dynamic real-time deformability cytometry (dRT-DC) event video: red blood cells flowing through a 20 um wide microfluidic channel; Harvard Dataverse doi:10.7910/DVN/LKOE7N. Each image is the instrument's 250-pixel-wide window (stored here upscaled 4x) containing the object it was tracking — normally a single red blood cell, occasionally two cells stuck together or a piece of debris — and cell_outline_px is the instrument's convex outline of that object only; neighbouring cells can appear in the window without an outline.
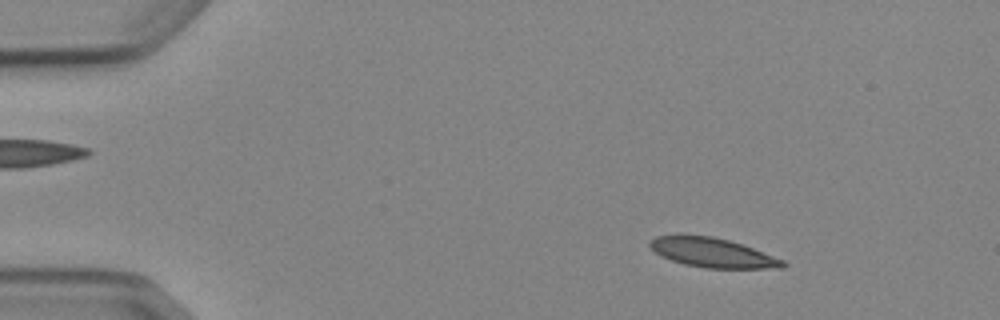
{"species": "Egyptian fruit bat (a non-hibernating species)", "species_latin": "Rousettus aegyptiacus", "temperature_condition": "cold", "stored_images_in_passage": 4, "camera_frame_rate_fps": 3000, "um_per_image_px": 0.085, "animal": {"sex": "female"}, "frame": {"image": 1, "passage_image": 2, "time_ms": 1.333, "image_size_px": [1000, 320], "cell_outline_px": [[788, 264], [784, 268], [704, 268], [684, 264], [660, 256], [648, 244], [648, 240], [656, 236], [712, 236], [728, 240], [752, 248], [784, 260]], "centroid_in_image_um": [60.57, 21.49], "position_along_channel_um": 24.4, "area_um2": 22.43}}